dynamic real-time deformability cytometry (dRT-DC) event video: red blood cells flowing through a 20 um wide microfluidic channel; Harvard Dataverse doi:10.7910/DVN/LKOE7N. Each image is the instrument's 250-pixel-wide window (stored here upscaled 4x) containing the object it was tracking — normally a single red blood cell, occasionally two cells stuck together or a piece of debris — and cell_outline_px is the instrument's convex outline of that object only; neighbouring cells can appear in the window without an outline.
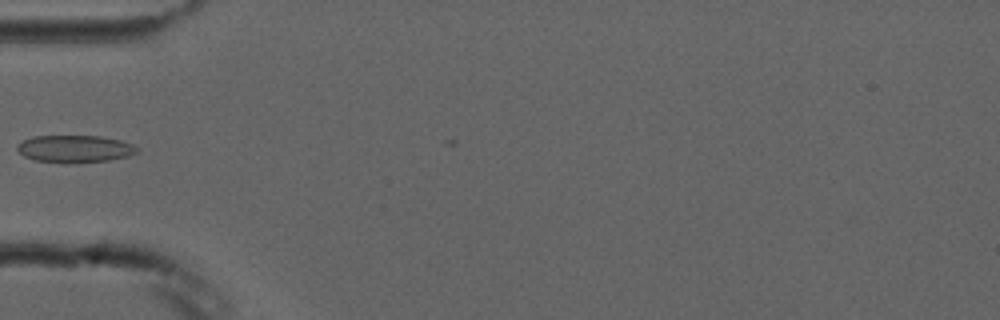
{"species": "common noctule bat (a hibernating species)", "species_latin": "Nyctalus noctula", "temperature_condition": "cold", "stored_images_in_passage": 2, "camera_frame_rate_fps": 3000, "um_per_image_px": 0.085, "animal": {"sex": "male", "forearm_length_mm": 52.5}, "frame": {"image": 1, "passage_image": 1, "time_ms": 0.0, "image_size_px": [1000, 320], "cell_outline_px": [[136, 152], [128, 156], [108, 160], [68, 164], [36, 160], [24, 156], [16, 148], [24, 140], [32, 136], [100, 136], [120, 140], [132, 144], [136, 148]], "centroid_in_image_um": [6.34, 12.66], "position_along_channel_um": 78.7, "area_um2": 18.9}}
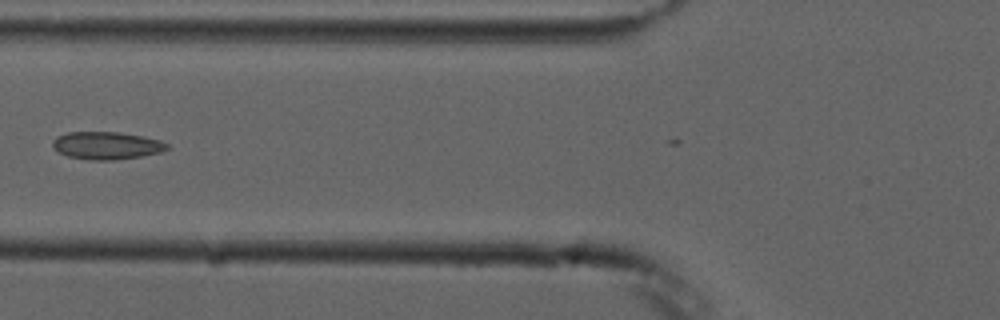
{"frame": {"image": 2, "passage_image": 2, "time_ms": 1.0, "image_size_px": [1000, 320], "cell_outline_px": [[172, 148], [160, 152], [140, 156], [112, 160], [88, 160], [68, 156], [52, 148], [52, 140], [56, 136], [68, 132], [120, 132], [160, 140], [168, 144]], "centroid_in_image_um": [9.04, 12.37], "position_along_channel_um": 116.8, "area_um2": 18.44}}